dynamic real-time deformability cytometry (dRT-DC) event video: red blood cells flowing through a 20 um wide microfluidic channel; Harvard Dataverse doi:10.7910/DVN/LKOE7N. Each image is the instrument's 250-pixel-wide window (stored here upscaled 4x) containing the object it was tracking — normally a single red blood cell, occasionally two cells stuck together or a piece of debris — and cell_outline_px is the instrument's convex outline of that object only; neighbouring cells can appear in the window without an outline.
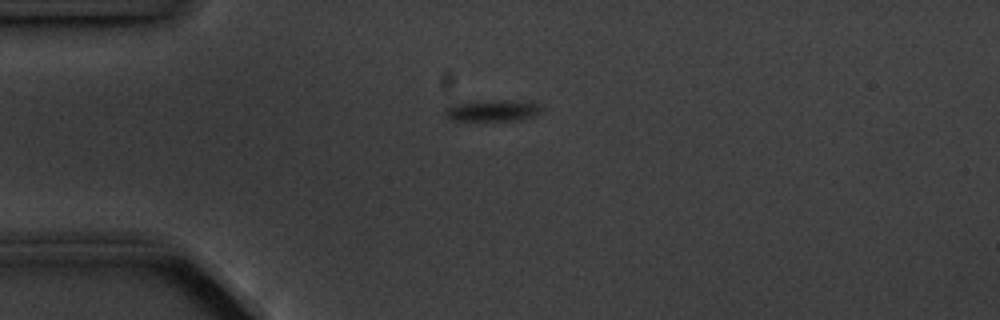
{"species": "common noctule bat (a hibernating species)", "species_latin": "Nyctalus noctula", "temperature_condition": "cold", "stored_images_in_passage": 7, "camera_frame_rate_fps": 3000, "um_per_image_px": 0.085, "animal": {"sex": "male", "body_mass_g": 20.1, "forearm_length_mm": 53.5}, "frame": {"image": 1, "passage_image": 1, "time_ms": 0.0, "image_size_px": [1000, 320], "cell_outline_px": [[544, 108], [540, 112], [532, 116], [516, 120], [452, 120], [444, 112], [444, 108], [456, 104], [504, 100], [516, 100], [540, 104]], "centroid_in_image_um": [41.93, 9.4], "position_along_channel_um": 43.1, "area_um2": 11.62}}
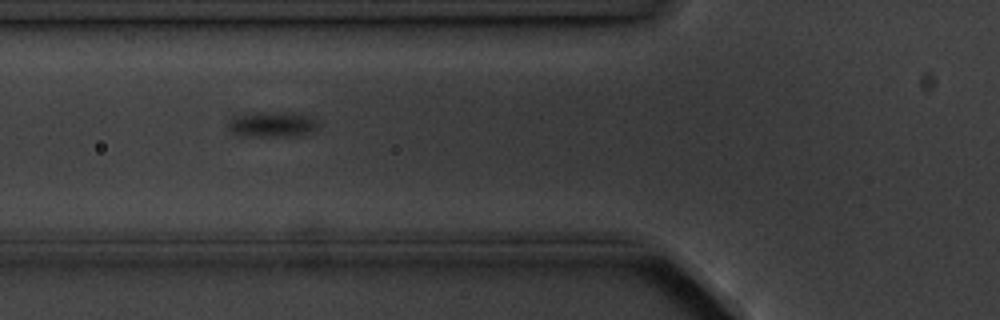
{"frame": {"image": 2, "passage_image": 3, "time_ms": 2.333, "image_size_px": [1000, 320], "cell_outline_px": [[320, 124], [316, 128], [300, 136], [244, 136], [232, 132], [228, 128], [228, 120], [232, 112], [292, 112], [312, 116], [320, 120]], "centroid_in_image_um": [23.08, 10.53], "position_along_channel_um": 102.7, "area_um2": 14.1}}
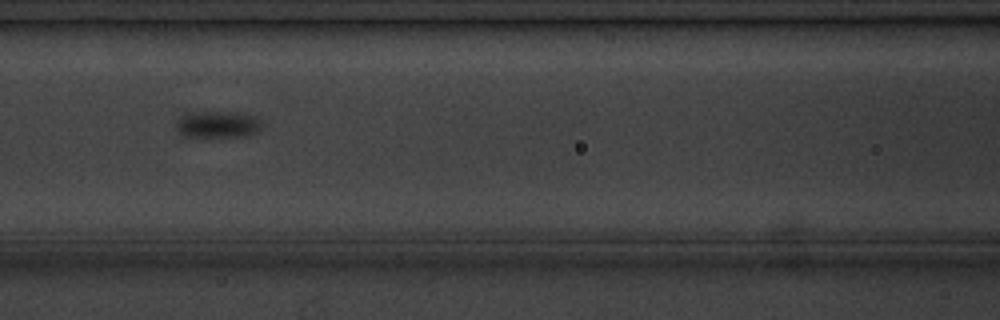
{"frame": {"image": 3, "passage_image": 4, "time_ms": 3.667, "image_size_px": [1000, 320], "cell_outline_px": [[264, 124], [256, 132], [244, 136], [188, 136], [180, 132], [176, 128], [176, 120], [184, 112], [240, 112], [256, 116]], "centroid_in_image_um": [18.52, 10.54], "position_along_channel_um": 148.1, "area_um2": 13.41}}